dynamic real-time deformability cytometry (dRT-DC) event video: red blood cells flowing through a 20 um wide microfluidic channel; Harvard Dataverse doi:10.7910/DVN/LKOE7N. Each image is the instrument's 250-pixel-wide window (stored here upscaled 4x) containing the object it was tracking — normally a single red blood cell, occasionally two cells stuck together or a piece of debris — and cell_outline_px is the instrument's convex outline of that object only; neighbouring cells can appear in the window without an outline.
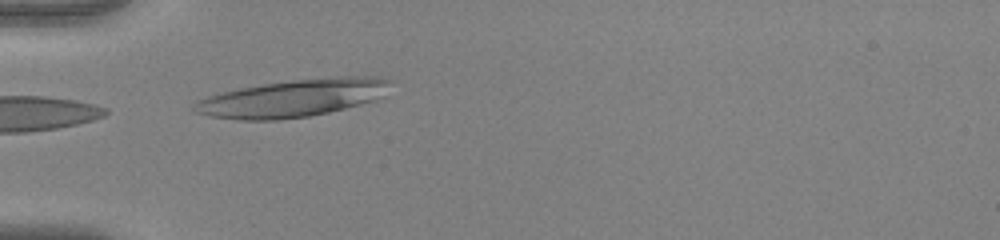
{"species": "human", "species_latin": "Homo sapiens", "temperature_condition": "warm", "stored_images_in_passage": 4, "camera_frame_rate_fps": 3000, "um_per_image_px": 0.085, "donor": {"sex": "female"}, "frame": {"image": 1, "passage_image": 1, "time_ms": 0.0, "image_size_px": [1000, 240], "cell_outline_px": [[392, 80], [384, 96], [376, 100], [328, 112], [308, 116], [276, 120], [236, 120], [212, 116], [192, 112], [192, 108], [196, 100], [208, 96], [240, 88], [264, 84], [292, 80], [336, 76], [380, 76]], "centroid_in_image_um": [24.92, 8.34], "position_along_channel_um": 60.1, "area_um2": 42.89}}